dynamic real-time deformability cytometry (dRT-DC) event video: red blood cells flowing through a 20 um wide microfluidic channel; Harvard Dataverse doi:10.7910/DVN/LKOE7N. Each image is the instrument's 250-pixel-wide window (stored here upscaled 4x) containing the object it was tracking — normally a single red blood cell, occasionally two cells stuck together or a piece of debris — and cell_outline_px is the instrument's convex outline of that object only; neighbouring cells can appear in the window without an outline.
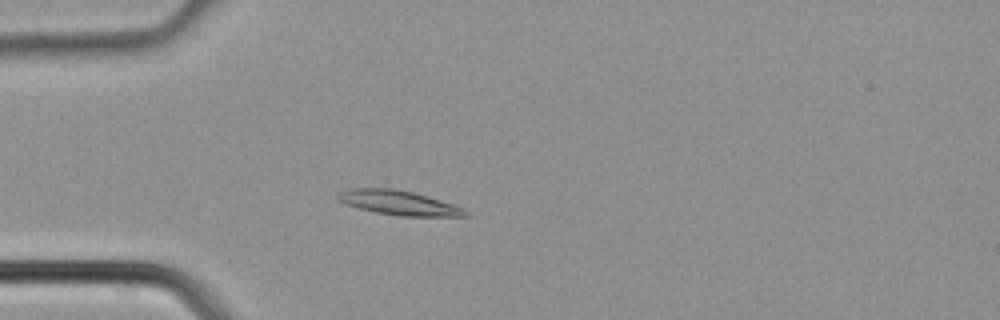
{"species": "common noctule bat (a hibernating species)", "species_latin": "Nyctalus noctula", "temperature_condition": "cold", "stored_images_in_passage": 4, "camera_frame_rate_fps": 3000, "um_per_image_px": 0.085, "animal": {"sex": "male", "body_mass_g": 21.5, "forearm_length_mm": 52.0}, "frame": {"image": 1, "passage_image": 4, "time_ms": 1.0, "image_size_px": [1000, 320], "cell_outline_px": [[472, 216], [400, 216], [376, 212], [344, 204], [336, 196], [340, 192], [348, 188], [392, 188], [412, 192], [428, 196], [464, 208]], "centroid_in_image_um": [33.91, 17.23], "position_along_channel_um": 51.1, "area_um2": 18.09}}